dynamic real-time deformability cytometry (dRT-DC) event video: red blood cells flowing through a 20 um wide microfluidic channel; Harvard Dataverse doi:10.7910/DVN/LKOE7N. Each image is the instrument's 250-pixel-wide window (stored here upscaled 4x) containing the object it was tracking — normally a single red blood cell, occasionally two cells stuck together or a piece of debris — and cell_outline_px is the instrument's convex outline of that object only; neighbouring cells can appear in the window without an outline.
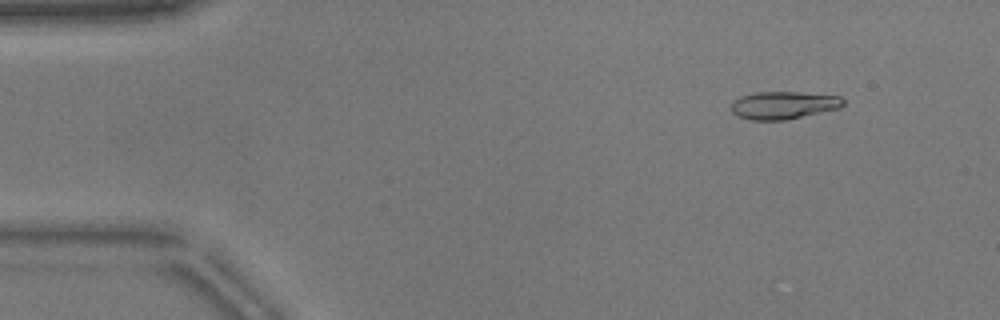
{"species": "common noctule bat (a hibernating species)", "species_latin": "Nyctalus noctula", "temperature_condition": "warm", "stored_images_in_passage": 53, "camera_frame_rate_fps": 3000, "um_per_image_px": 0.085, "animal": {"sex": "male", "body_mass_g": 17.9}, "frame": {"image": 1, "passage_image": 6, "time_ms": 1.667, "image_size_px": [1000, 320], "cell_outline_px": [[844, 104], [840, 108], [784, 120], [748, 120], [736, 116], [732, 112], [732, 100], [740, 96], [756, 92], [800, 92], [840, 96], [844, 100]], "centroid_in_image_um": [66.56, 8.94], "position_along_channel_um": 18.4, "area_um2": 18.15}}
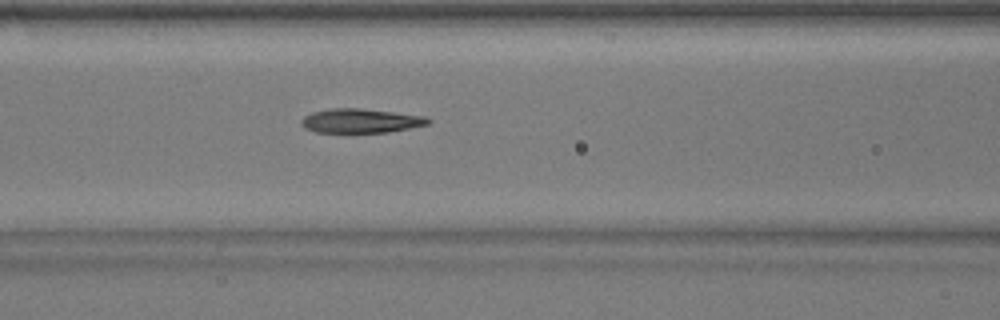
{"frame": {"image": 2, "passage_image": 22, "time_ms": 7.0, "image_size_px": [1000, 320], "cell_outline_px": [[432, 120], [428, 124], [388, 132], [316, 132], [304, 128], [300, 124], [300, 120], [304, 116], [312, 112], [332, 108], [360, 108], [424, 116]], "centroid_in_image_um": [30.61, 10.26], "position_along_channel_um": 136.0, "area_um2": 17.74}}
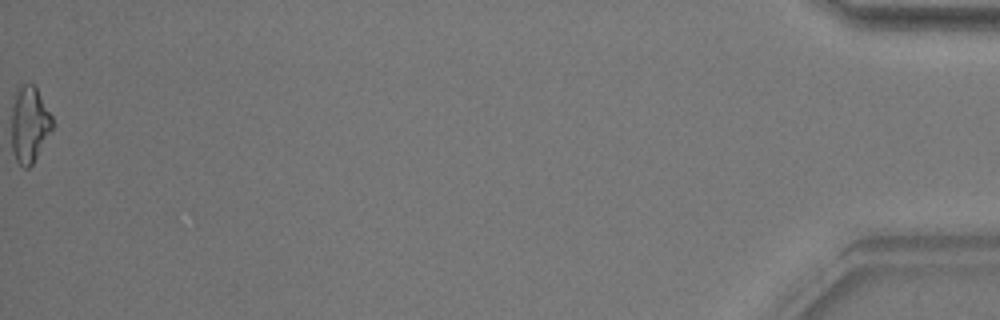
{"frame": {"image": 3, "passage_image": 53, "time_ms": 17.333, "image_size_px": [1000, 320], "cell_outline_px": [[52, 128], [32, 164], [28, 168], [24, 168], [16, 160], [12, 152], [12, 108], [16, 92], [24, 84], [32, 84], [36, 88], [52, 116]], "centroid_in_image_um": [2.48, 10.6], "position_along_channel_um": 432.7, "area_um2": 17.63}, "authors_computed_cell_mechanics": {"area_um2": 18.1492, "velocity_mm_per_s": 3.8722, "shape_relaxation_time_tau1_ms": 5.8001, "shape_relaxation_time_tau2_ms": 3.9758, "deformation_change_tau1": 0.1879, "deformation_change_tau2": 0.1458}}